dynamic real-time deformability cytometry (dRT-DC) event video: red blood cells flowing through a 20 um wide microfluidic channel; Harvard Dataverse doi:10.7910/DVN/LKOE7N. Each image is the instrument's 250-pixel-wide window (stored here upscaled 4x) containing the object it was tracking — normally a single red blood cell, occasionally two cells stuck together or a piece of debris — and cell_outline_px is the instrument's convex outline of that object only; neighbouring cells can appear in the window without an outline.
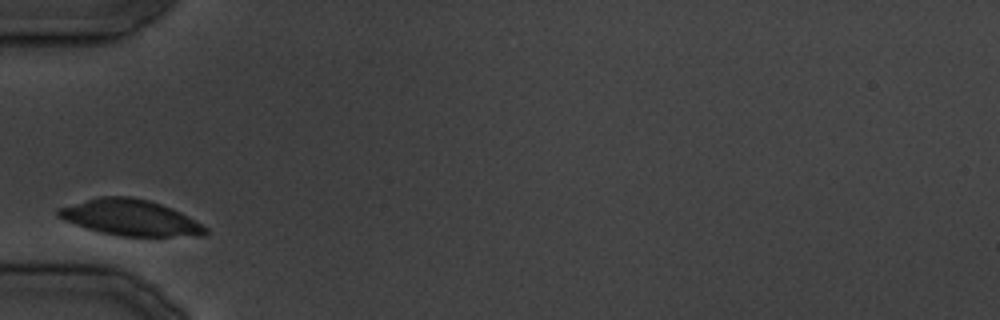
{"species": "common noctule bat (a hibernating species)", "species_latin": "Nyctalus noctula", "temperature_condition": "cold", "stored_images_in_passage": 17, "camera_frame_rate_fps": 3000, "um_per_image_px": 0.085, "animal": {"sex": "male", "body_mass_g": 19.5, "forearm_length_mm": 54.6}, "frame": {"image": 1, "passage_image": 1, "time_ms": 0.0, "image_size_px": [1000, 320], "cell_outline_px": [[208, 232], [204, 236], [120, 236], [100, 232], [64, 220], [56, 216], [56, 208], [100, 196], [132, 196], [148, 200], [172, 208], [180, 212], [208, 228]], "centroid_in_image_um": [11.07, 18.49], "position_along_channel_um": 73.9, "area_um2": 30.75}}